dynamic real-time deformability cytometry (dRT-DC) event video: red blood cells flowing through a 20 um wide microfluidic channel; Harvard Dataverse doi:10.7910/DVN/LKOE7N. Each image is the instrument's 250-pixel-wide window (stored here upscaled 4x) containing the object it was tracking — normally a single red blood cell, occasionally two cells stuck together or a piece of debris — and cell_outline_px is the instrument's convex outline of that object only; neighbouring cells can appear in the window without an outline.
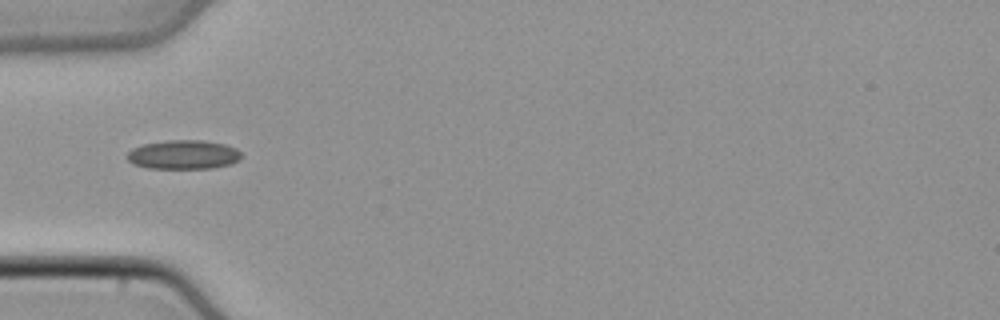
{"species": "common noctule bat (a hibernating species)", "species_latin": "Nyctalus noctula", "temperature_condition": "cold", "stored_images_in_passage": 34, "camera_frame_rate_fps": 3000, "um_per_image_px": 0.085, "animal": {"sex": "male", "body_mass_g": 21.5, "forearm_length_mm": 52.0}, "frame": {"image": 1, "passage_image": 1, "time_ms": 0.0, "image_size_px": [1000, 320], "cell_outline_px": [[240, 160], [232, 164], [212, 168], [148, 168], [132, 164], [128, 160], [128, 152], [132, 148], [144, 144], [168, 140], [200, 140], [224, 144], [236, 148], [240, 152]], "centroid_in_image_um": [15.6, 13.15], "position_along_channel_um": 69.4, "area_um2": 19.31}}
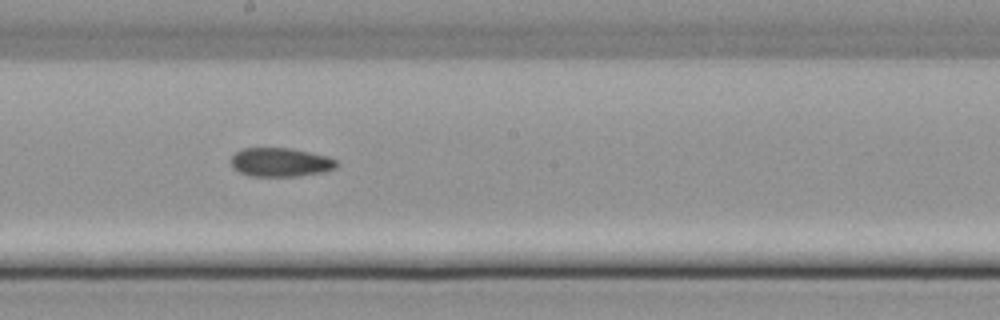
{"frame": {"image": 2, "passage_image": 12, "time_ms": 3.667, "image_size_px": [1000, 320], "cell_outline_px": [[340, 164], [336, 168], [324, 172], [300, 176], [252, 176], [240, 172], [232, 168], [232, 156], [236, 152], [244, 148], [292, 148], [328, 156], [336, 160]], "centroid_in_image_um": [23.89, 13.79], "position_along_channel_um": 224.3, "area_um2": 17.86}}
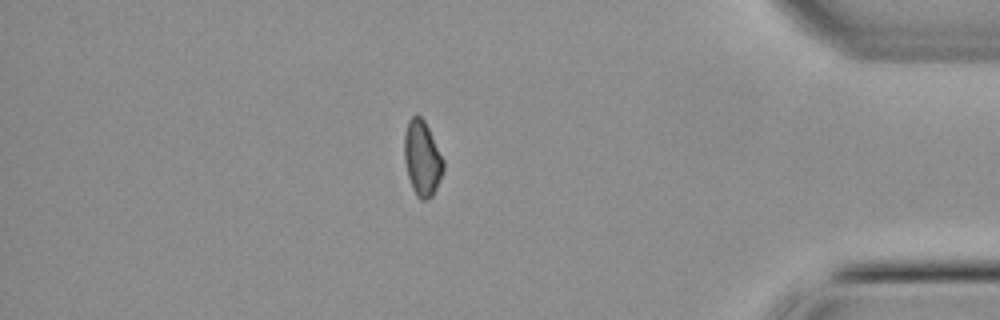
{"frame": {"image": 3, "passage_image": 27, "time_ms": 8.667, "image_size_px": [1000, 320], "cell_outline_px": [[444, 168], [440, 180], [432, 196], [428, 200], [420, 200], [416, 196], [412, 188], [408, 176], [404, 160], [404, 136], [408, 120], [416, 112], [424, 120], [444, 160]], "centroid_in_image_um": [35.87, 13.46], "position_along_channel_um": 399.3, "area_um2": 17.22}}